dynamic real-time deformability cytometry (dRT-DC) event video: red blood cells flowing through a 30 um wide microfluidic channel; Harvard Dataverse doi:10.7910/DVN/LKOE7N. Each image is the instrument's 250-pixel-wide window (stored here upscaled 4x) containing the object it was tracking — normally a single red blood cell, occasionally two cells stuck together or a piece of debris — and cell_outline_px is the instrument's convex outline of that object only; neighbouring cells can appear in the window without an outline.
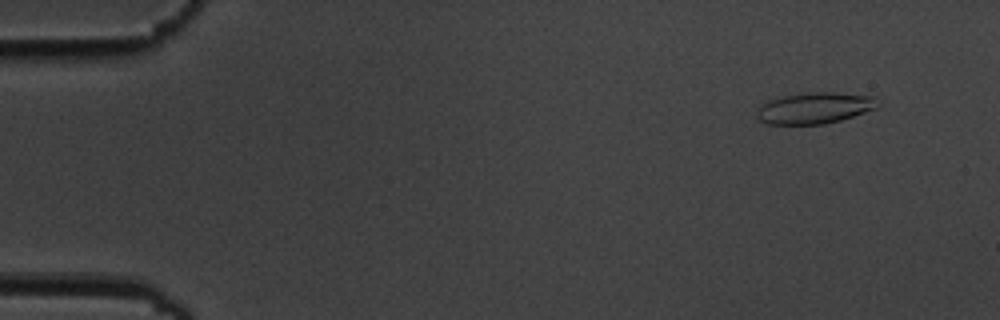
{"species": "common noctule bat (a hibernating species)", "species_latin": "Nyctalus noctula", "temperature_condition": "cold", "stored_images_in_passage": 9, "camera_frame_rate_fps": 3000, "um_per_image_px": 0.085, "animal": {"sex": "male", "body_mass_g": 19.5, "forearm_length_mm": 54.6}, "frame": {"image": 1, "passage_image": 2, "time_ms": 1.0, "image_size_px": [1000, 320], "cell_outline_px": [[880, 104], [876, 108], [840, 120], [824, 124], [768, 124], [760, 120], [756, 116], [756, 112], [768, 100], [784, 96], [804, 92], [832, 92], [876, 96]], "centroid_in_image_um": [69.27, 9.17], "position_along_channel_um": 15.7, "area_um2": 21.96}}
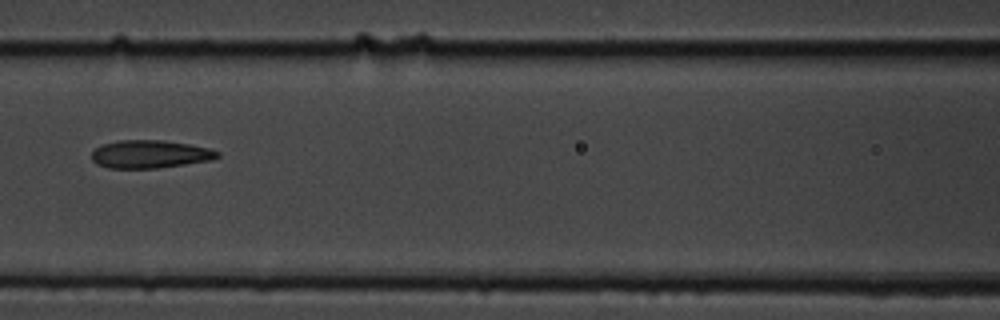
{"frame": {"image": 2, "passage_image": 8, "time_ms": 8.0, "image_size_px": [1000, 320], "cell_outline_px": [[220, 156], [212, 160], [156, 168], [108, 168], [96, 164], [92, 160], [92, 152], [96, 148], [104, 144], [116, 140], [164, 140], [188, 144], [208, 148], [220, 152]], "centroid_in_image_um": [12.74, 13.1], "position_along_channel_um": 153.9, "area_um2": 20.46}}
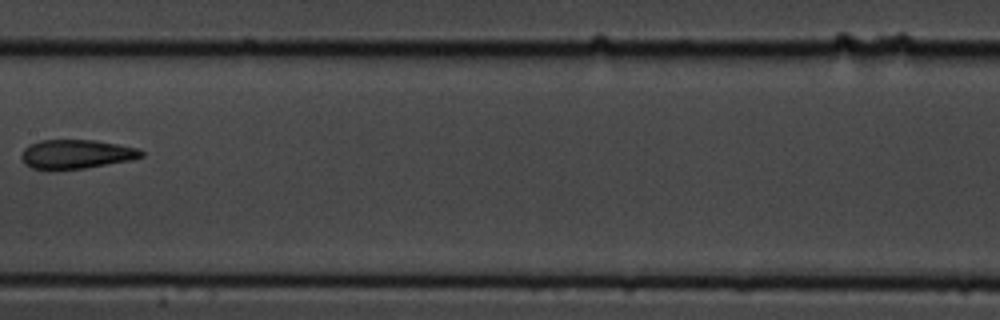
{"frame": {"image": 3, "passage_image": 9, "time_ms": 9.333, "image_size_px": [1000, 320], "cell_outline_px": [[144, 156], [132, 160], [84, 168], [32, 168], [24, 164], [20, 156], [24, 148], [28, 144], [40, 140], [96, 140], [140, 148], [144, 152]], "centroid_in_image_um": [6.51, 13.08], "position_along_channel_um": 200.9, "area_um2": 20.23}}